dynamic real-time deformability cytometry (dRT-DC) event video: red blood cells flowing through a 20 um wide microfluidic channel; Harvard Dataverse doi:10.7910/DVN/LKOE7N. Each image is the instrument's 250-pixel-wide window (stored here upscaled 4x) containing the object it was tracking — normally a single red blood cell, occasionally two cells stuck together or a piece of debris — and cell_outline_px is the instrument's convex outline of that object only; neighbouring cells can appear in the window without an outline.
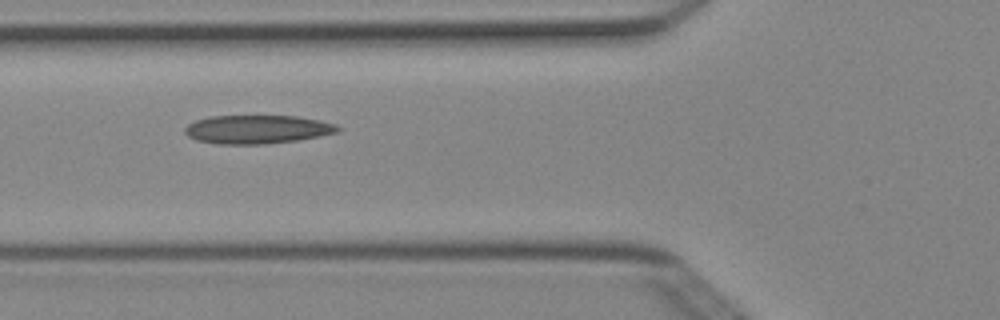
{"species": "Egyptian fruit bat (a non-hibernating species)", "species_latin": "Rousettus aegyptiacus", "temperature_condition": "cold", "stored_images_in_passage": 2, "camera_frame_rate_fps": 3000, "um_per_image_px": 0.085, "animal": {"sex": "female"}, "frame": {"image": 1, "passage_image": 2, "time_ms": 0.333, "image_size_px": [1000, 320], "cell_outline_px": [[340, 132], [300, 140], [264, 144], [216, 144], [196, 140], [188, 136], [184, 132], [184, 128], [188, 124], [196, 120], [212, 116], [296, 116], [320, 120], [336, 124], [340, 128]], "centroid_in_image_um": [21.88, 11.0], "position_along_channel_um": 103.9, "area_um2": 25.61}}